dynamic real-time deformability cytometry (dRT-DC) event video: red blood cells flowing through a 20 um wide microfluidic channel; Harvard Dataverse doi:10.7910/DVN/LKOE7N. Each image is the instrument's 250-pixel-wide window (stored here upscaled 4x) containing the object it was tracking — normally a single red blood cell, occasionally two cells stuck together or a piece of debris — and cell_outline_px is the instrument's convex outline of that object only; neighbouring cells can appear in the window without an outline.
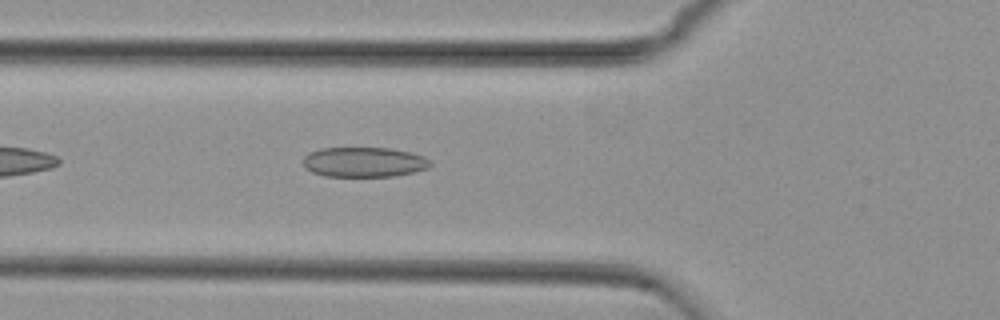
{"species": "common noctule bat (a hibernating species)", "species_latin": "Nyctalus noctula", "temperature_condition": "cold", "stored_images_in_passage": 38, "camera_frame_rate_fps": 3000, "um_per_image_px": 0.085, "animal": {"sex": "female", "body_mass_g": 29.2, "forearm_length_mm": 56.3}, "frame": {"image": 1, "passage_image": 6, "time_ms": 1.667, "image_size_px": [1000, 320], "cell_outline_px": [[432, 164], [428, 168], [396, 176], [324, 176], [312, 172], [304, 168], [304, 156], [308, 152], [320, 148], [388, 148], [408, 152], [424, 156]], "centroid_in_image_um": [30.9, 13.78], "position_along_channel_um": 94.9, "area_um2": 22.14}}
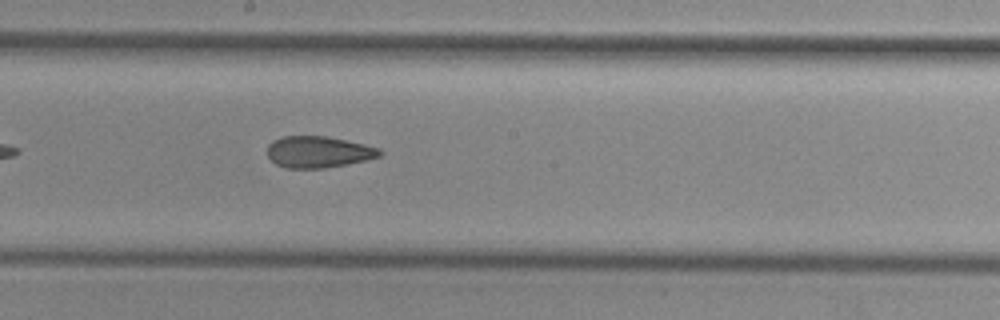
{"frame": {"image": 2, "passage_image": 16, "time_ms": 5.0, "image_size_px": [1000, 320], "cell_outline_px": [[384, 152], [380, 156], [368, 160], [348, 164], [324, 168], [284, 168], [276, 164], [268, 156], [268, 144], [272, 140], [284, 136], [328, 136], [364, 144], [380, 148]], "centroid_in_image_um": [27.09, 12.91], "position_along_channel_um": 221.1, "area_um2": 20.81}}
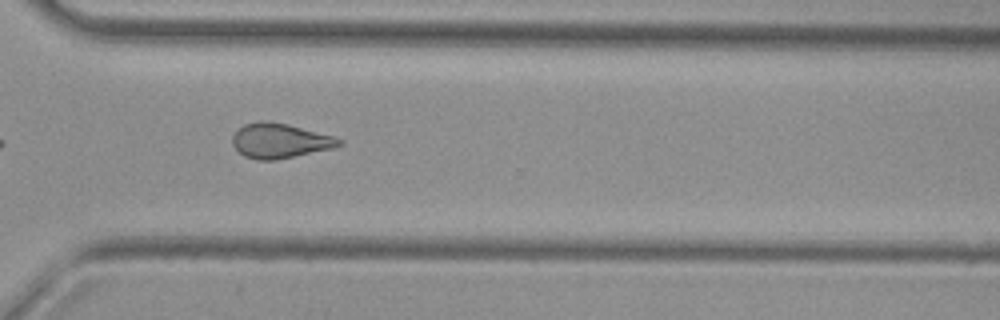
{"frame": {"image": 3, "passage_image": 26, "time_ms": 8.333, "image_size_px": [1000, 320], "cell_outline_px": [[344, 144], [332, 148], [272, 160], [256, 160], [244, 156], [232, 144], [232, 136], [244, 124], [264, 120], [288, 124], [336, 136], [344, 140]], "centroid_in_image_um": [23.81, 11.95], "position_along_channel_um": 346.8, "area_um2": 21.5}, "authors_computed_cell_mechanics": {"area_um2": 21.5016, "velocity_mm_per_s": 3.7751, "shape_relaxation_time_tau1_ms": null, "shape_relaxation_time_tau2_ms": 2.9397, "deformation_change_tau1": null, "deformation_change_tau2": 0.0993}}